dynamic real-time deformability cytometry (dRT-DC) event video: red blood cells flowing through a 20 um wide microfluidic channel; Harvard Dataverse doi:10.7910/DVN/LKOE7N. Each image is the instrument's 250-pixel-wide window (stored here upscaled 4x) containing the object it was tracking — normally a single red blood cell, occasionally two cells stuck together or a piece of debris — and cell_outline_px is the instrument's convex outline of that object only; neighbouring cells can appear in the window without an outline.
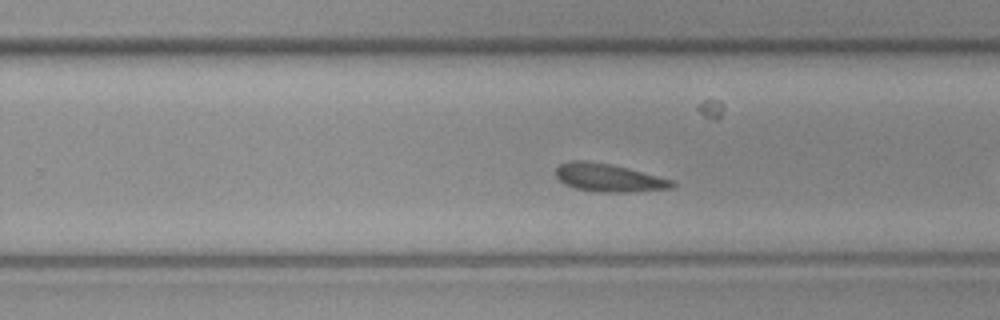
{"species": "common noctule bat (a hibernating species)", "species_latin": "Nyctalus noctula", "temperature_condition": "cold", "stored_images_in_passage": 32, "camera_frame_rate_fps": 3000, "um_per_image_px": 0.085, "animal": {"sex": "female", "body_mass_g": 19.3, "forearm_length_mm": 54.1}, "frame": {"image": 1, "passage_image": 28, "time_ms": 9.0, "image_size_px": [1000, 320], "cell_outline_px": [[676, 184], [672, 188], [636, 192], [596, 192], [576, 188], [564, 184], [556, 176], [556, 168], [560, 164], [568, 160], [584, 160], [612, 164], [628, 168], [672, 180]], "centroid_in_image_um": [51.72, 15.1], "position_along_channel_um": 278.1, "area_um2": 19.07}}